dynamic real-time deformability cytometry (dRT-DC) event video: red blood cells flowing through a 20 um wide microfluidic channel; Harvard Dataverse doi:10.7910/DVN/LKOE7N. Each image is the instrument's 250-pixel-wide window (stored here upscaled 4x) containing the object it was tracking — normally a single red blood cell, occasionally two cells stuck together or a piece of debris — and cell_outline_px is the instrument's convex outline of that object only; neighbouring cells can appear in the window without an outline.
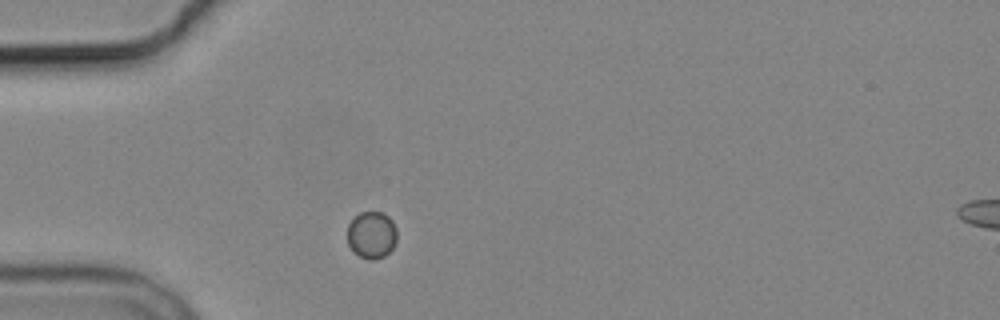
{"species": "common noctule bat (a hibernating species)", "species_latin": "Nyctalus noctula", "temperature_condition": "cold", "stored_images_in_passage": 2, "camera_frame_rate_fps": 3000, "um_per_image_px": 0.085, "animal": {"sex": "male", "body_mass_g": 19.2, "forearm_length_mm": 51.8}, "frame": {"image": 1, "passage_image": 1, "time_ms": 0.0, "image_size_px": [1000, 320], "cell_outline_px": [[396, 244], [384, 256], [372, 260], [360, 256], [352, 252], [348, 244], [348, 224], [360, 212], [380, 212], [388, 216], [392, 220], [396, 228]], "centroid_in_image_um": [31.59, 19.97], "position_along_channel_um": 53.4, "area_um2": 13.58}}